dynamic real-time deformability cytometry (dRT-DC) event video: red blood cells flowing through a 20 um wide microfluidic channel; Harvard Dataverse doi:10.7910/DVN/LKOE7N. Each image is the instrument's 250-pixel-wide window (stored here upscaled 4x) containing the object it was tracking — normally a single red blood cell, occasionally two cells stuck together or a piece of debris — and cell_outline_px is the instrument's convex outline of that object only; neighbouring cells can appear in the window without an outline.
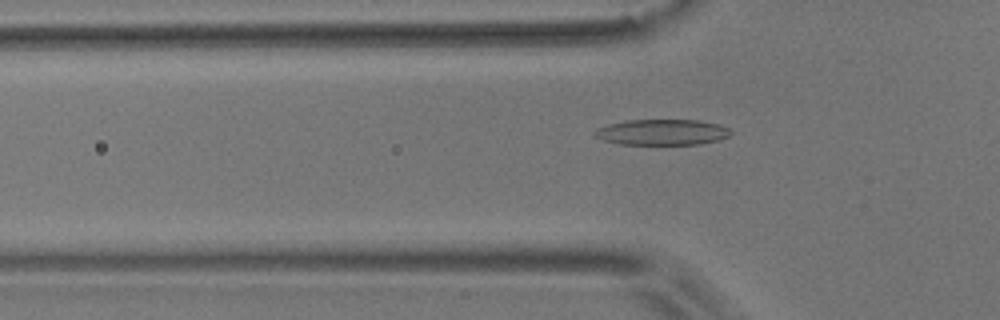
{"species": "common noctule bat (a hibernating species)", "species_latin": "Nyctalus noctula", "temperature_condition": "room temperature", "stored_images_in_passage": 51, "camera_frame_rate_fps": 3000, "um_per_image_px": 0.085, "animal": {"sex": "male", "body_mass_g": 17.9}, "frame": {"image": 1, "passage_image": 13, "time_ms": 4.0, "image_size_px": [1000, 320], "cell_outline_px": [[732, 132], [728, 136], [716, 140], [700, 144], [620, 144], [604, 140], [596, 136], [592, 132], [596, 128], [608, 124], [628, 120], [700, 120], [716, 124], [728, 128]], "centroid_in_image_um": [56.24, 11.23], "position_along_channel_um": 69.6, "area_um2": 20.23}}
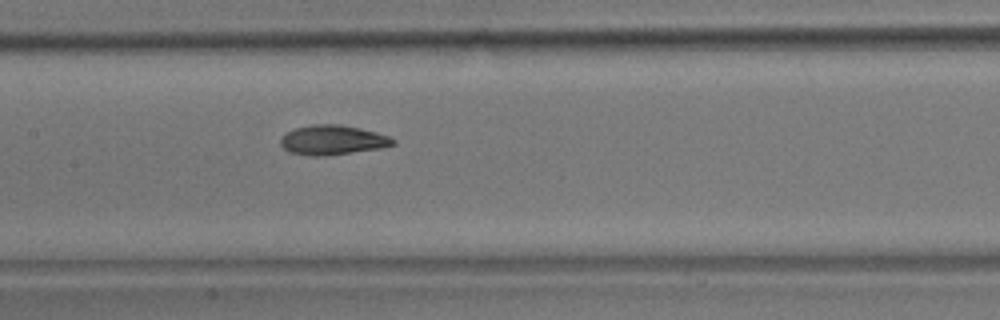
{"frame": {"image": 2, "passage_image": 22, "time_ms": 7.0, "image_size_px": [1000, 320], "cell_outline_px": [[396, 144], [380, 148], [324, 156], [316, 156], [288, 152], [280, 144], [280, 136], [296, 128], [312, 124], [336, 124], [360, 128], [376, 132], [388, 136], [396, 140]], "centroid_in_image_um": [28.26, 11.9], "position_along_channel_um": 179.1, "area_um2": 19.31}}
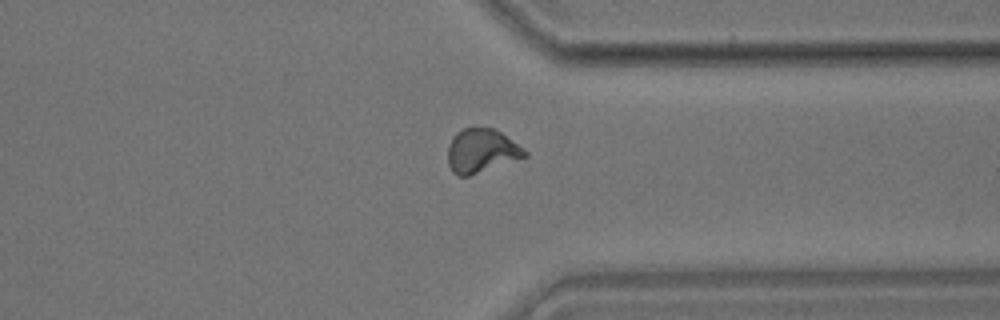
{"frame": {"image": 3, "passage_image": 38, "time_ms": 12.333, "image_size_px": [1000, 320], "cell_outline_px": [[528, 156], [468, 176], [456, 176], [452, 172], [448, 164], [448, 144], [452, 136], [456, 132], [464, 128], [492, 128], [500, 132], [524, 148], [528, 152]], "centroid_in_image_um": [40.9, 12.82], "position_along_channel_um": 370.5, "area_um2": 19.65}, "authors_computed_cell_mechanics": {"area_um2": 19.3052, "velocity_mm_per_s": 3.6153, "shape_relaxation_time_tau1_ms": 6.9631, "shape_relaxation_time_tau2_ms": 1.2665, "deformation_change_tau1": 0.2088, "deformation_change_tau2": 0.0704}}